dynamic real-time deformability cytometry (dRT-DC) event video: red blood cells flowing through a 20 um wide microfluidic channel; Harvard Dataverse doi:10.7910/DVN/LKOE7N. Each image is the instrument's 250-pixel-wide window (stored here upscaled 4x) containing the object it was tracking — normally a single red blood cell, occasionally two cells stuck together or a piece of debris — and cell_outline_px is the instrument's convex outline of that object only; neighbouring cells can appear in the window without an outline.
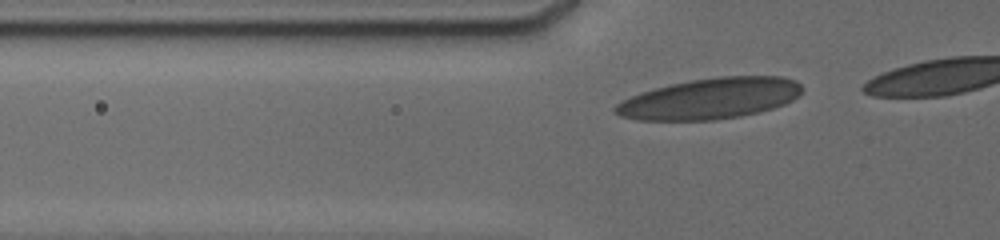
{"species": "human", "species_latin": "Homo sapiens", "temperature_condition": "cold", "stored_images_in_passage": 15, "camera_frame_rate_fps": 3000, "um_per_image_px": 0.085, "donor": {"sex": "male"}, "frame": {"image": 1, "passage_image": 5, "time_ms": 1.0, "image_size_px": [1000, 240], "cell_outline_px": [[804, 88], [792, 100], [784, 104], [760, 112], [740, 116], [712, 120], [636, 120], [620, 116], [612, 112], [612, 108], [616, 104], [640, 92], [688, 80], [720, 76], [784, 76], [796, 80]], "centroid_in_image_um": [60.35, 8.37], "position_along_channel_um": 65.5, "area_um2": 44.56}}